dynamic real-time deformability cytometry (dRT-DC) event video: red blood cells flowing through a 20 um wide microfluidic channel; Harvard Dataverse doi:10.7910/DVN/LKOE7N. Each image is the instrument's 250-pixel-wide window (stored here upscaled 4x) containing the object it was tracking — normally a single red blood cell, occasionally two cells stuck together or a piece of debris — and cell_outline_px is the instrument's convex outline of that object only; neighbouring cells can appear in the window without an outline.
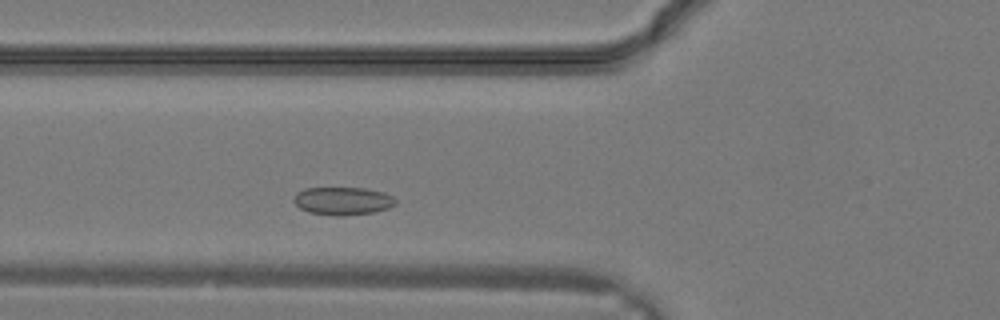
{"species": "common noctule bat (a hibernating species)", "species_latin": "Nyctalus noctula", "temperature_condition": "warm", "stored_images_in_passage": 17, "camera_frame_rate_fps": 3000, "um_per_image_px": 0.085, "animal": {"sex": "male", "body_mass_g": 19.2, "forearm_length_mm": 51.8}, "frame": {"image": 1, "passage_image": 5, "time_ms": 1.333, "image_size_px": [1000, 320], "cell_outline_px": [[396, 204], [388, 208], [376, 212], [344, 216], [336, 216], [308, 212], [300, 208], [292, 200], [296, 192], [304, 188], [364, 188], [384, 192], [392, 196], [396, 200]], "centroid_in_image_um": [29.13, 17.08], "position_along_channel_um": 96.7, "area_um2": 16.76}}
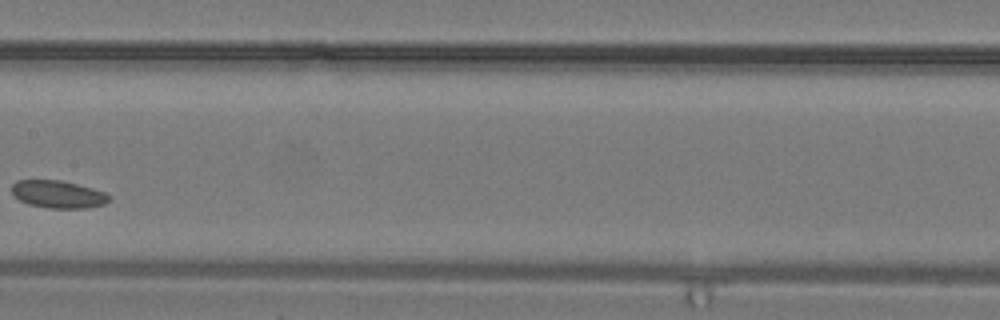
{"frame": {"image": 2, "passage_image": 10, "time_ms": 3.0, "image_size_px": [1000, 320], "cell_outline_px": [[112, 196], [104, 204], [88, 208], [48, 208], [28, 204], [20, 200], [12, 192], [12, 184], [16, 180], [60, 180], [92, 188], [104, 192]], "centroid_in_image_um": [4.94, 16.51], "position_along_channel_um": 202.5, "area_um2": 15.55}}
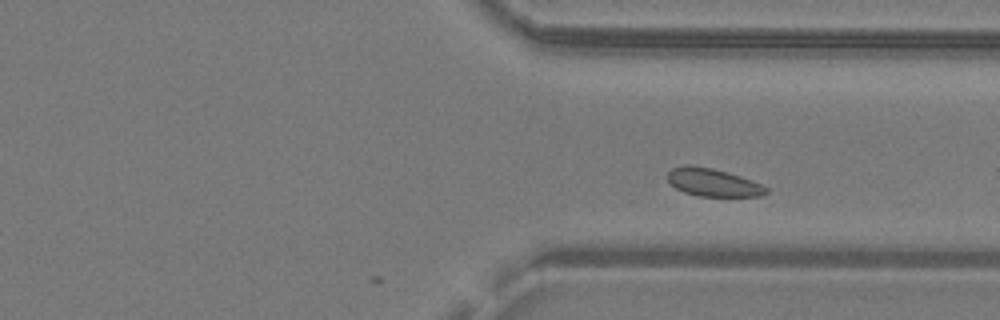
{"frame": {"image": 3, "passage_image": 17, "time_ms": 5.333, "image_size_px": [1000, 320], "cell_outline_px": [[768, 192], [760, 196], [696, 196], [684, 192], [676, 188], [668, 180], [668, 172], [672, 168], [688, 164], [712, 168], [740, 176], [752, 180], [768, 188]], "centroid_in_image_um": [60.59, 15.51], "position_along_channel_um": 350.8, "area_um2": 15.9}}